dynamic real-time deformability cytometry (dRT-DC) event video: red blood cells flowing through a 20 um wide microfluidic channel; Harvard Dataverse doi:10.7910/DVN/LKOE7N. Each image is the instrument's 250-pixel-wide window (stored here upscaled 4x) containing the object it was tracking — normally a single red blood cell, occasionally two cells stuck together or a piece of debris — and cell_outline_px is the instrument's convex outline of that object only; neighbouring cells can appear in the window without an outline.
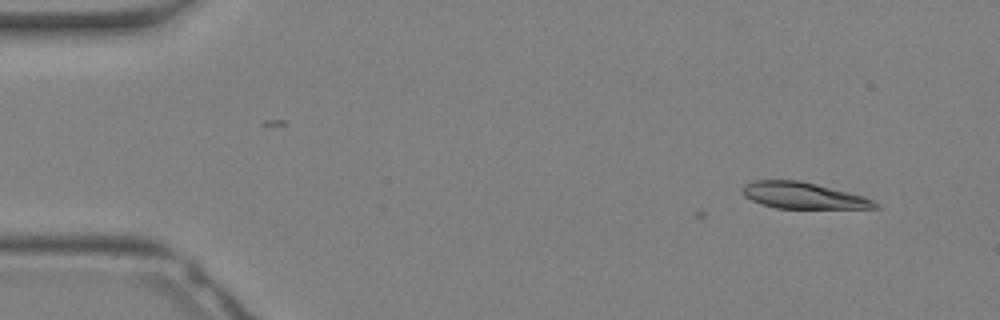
{"species": "Egyptian fruit bat (a non-hibernating species)", "species_latin": "Rousettus aegyptiacus", "temperature_condition": "warm", "stored_images_in_passage": 2, "camera_frame_rate_fps": 3000, "um_per_image_px": 0.085, "animal": {"sex": "female"}, "frame": {"image": 1, "passage_image": 2, "time_ms": 0.333, "image_size_px": [1000, 320], "cell_outline_px": [[880, 208], [776, 208], [760, 204], [744, 196], [740, 192], [744, 184], [752, 180], [800, 180], [864, 196], [880, 204]], "centroid_in_image_um": [68.23, 16.62], "position_along_channel_um": 16.8, "area_um2": 20.4}}